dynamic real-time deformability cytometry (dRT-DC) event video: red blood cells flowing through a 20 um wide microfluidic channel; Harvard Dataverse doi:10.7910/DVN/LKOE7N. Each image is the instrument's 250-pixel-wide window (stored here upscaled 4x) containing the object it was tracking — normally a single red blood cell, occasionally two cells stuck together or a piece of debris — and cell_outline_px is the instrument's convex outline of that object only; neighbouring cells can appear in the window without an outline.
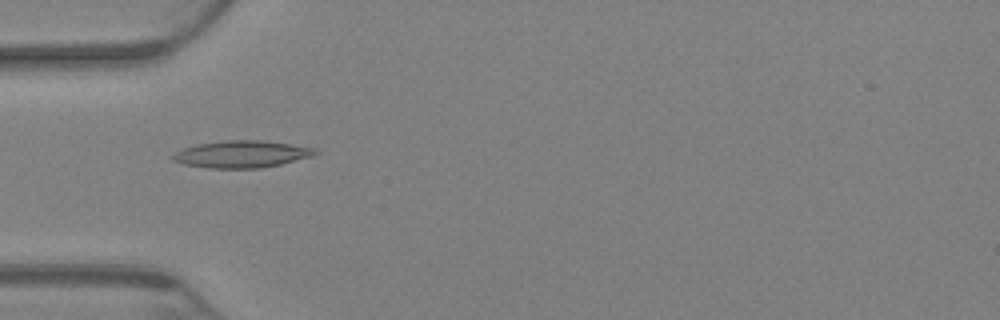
{"species": "Egyptian fruit bat (a non-hibernating species)", "species_latin": "Rousettus aegyptiacus", "temperature_condition": "warm", "stored_images_in_passage": 71, "camera_frame_rate_fps": 3000, "um_per_image_px": 0.085, "animal": {"sex": "female"}, "frame": {"image": 1, "passage_image": 23, "time_ms": 7.333, "image_size_px": [1000, 320], "cell_outline_px": [[320, 152], [312, 156], [280, 164], [260, 168], [208, 168], [184, 164], [172, 160], [172, 156], [176, 152], [184, 148], [196, 144], [224, 140], [264, 140], [292, 144], [316, 148]], "centroid_in_image_um": [20.56, 13.09], "position_along_channel_um": 64.4, "area_um2": 22.48}}
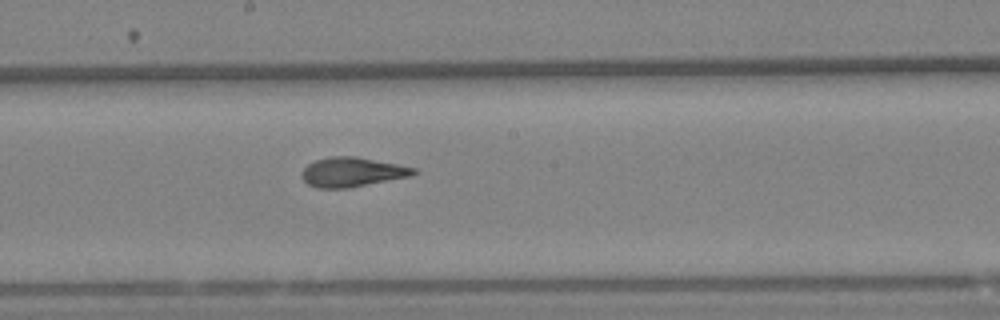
{"frame": {"image": 2, "passage_image": 39, "time_ms": 12.667, "image_size_px": [1000, 320], "cell_outline_px": [[416, 172], [412, 176], [348, 188], [316, 188], [308, 184], [300, 176], [300, 172], [308, 164], [316, 160], [328, 156], [356, 156], [416, 168]], "centroid_in_image_um": [29.9, 14.62], "position_along_channel_um": 218.3, "area_um2": 19.25}}
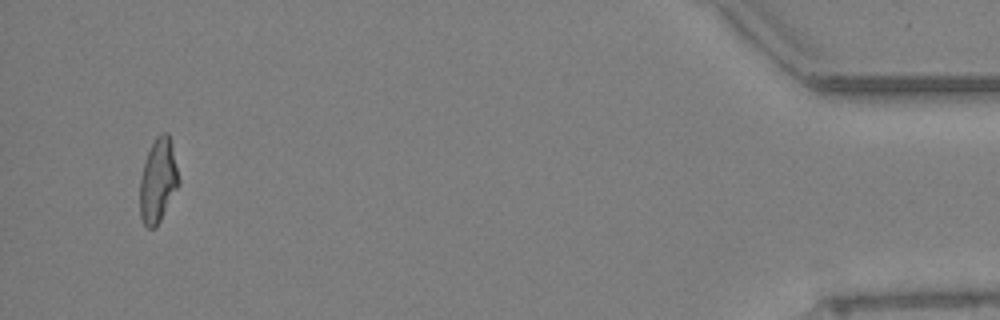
{"frame": {"image": 3, "passage_image": 68, "time_ms": 22.333, "image_size_px": [1000, 320], "cell_outline_px": [[180, 184], [156, 228], [148, 228], [144, 224], [140, 216], [140, 176], [144, 160], [156, 136], [160, 132], [168, 132], [172, 144], [180, 180]], "centroid_in_image_um": [13.44, 15.34], "position_along_channel_um": 421.8, "area_um2": 19.25}, "authors_computed_cell_mechanics": {"area_um2": 19.4208, "velocity_mm_per_s": 2.9152, "shape_relaxation_time_tau1_ms": null, "shape_relaxation_time_tau2_ms": 1.9152, "deformation_change_tau1": null, "deformation_change_tau2": 0.0972}}